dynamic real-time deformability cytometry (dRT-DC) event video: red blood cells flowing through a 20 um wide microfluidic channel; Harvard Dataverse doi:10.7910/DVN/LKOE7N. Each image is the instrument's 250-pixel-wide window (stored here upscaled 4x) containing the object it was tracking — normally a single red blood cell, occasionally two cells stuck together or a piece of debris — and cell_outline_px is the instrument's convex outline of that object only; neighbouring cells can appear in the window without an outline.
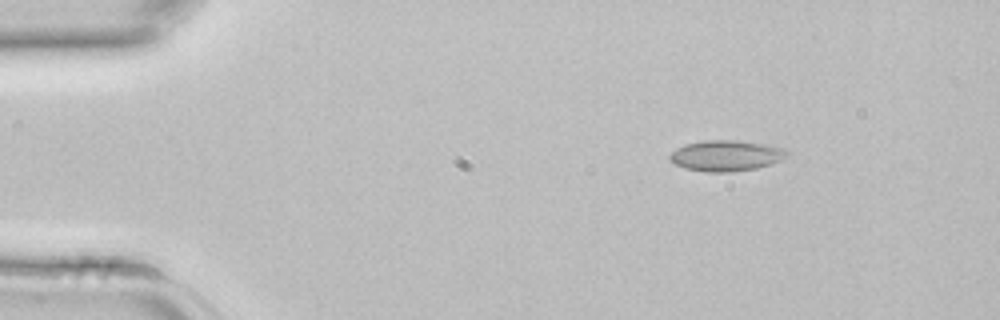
{"species": "common noctule bat (a hibernating species)", "species_latin": "Nyctalus noctula", "temperature_condition": "room temperature", "stored_images_in_passage": 3, "camera_frame_rate_fps": 3000, "um_per_image_px": 0.085, "animal": {"sex": "female", "body_mass_g": 22.7, "forearm_length_mm": 54.2}, "frame": {"image": 1, "passage_image": 3, "time_ms": 0.667, "image_size_px": [1000, 320], "cell_outline_px": [[788, 156], [780, 160], [756, 168], [728, 172], [704, 172], [684, 168], [676, 164], [668, 156], [676, 148], [684, 144], [704, 140], [740, 140], [764, 144], [784, 148], [788, 152]], "centroid_in_image_um": [61.7, 13.22], "position_along_channel_um": 23.3, "area_um2": 20.98}}